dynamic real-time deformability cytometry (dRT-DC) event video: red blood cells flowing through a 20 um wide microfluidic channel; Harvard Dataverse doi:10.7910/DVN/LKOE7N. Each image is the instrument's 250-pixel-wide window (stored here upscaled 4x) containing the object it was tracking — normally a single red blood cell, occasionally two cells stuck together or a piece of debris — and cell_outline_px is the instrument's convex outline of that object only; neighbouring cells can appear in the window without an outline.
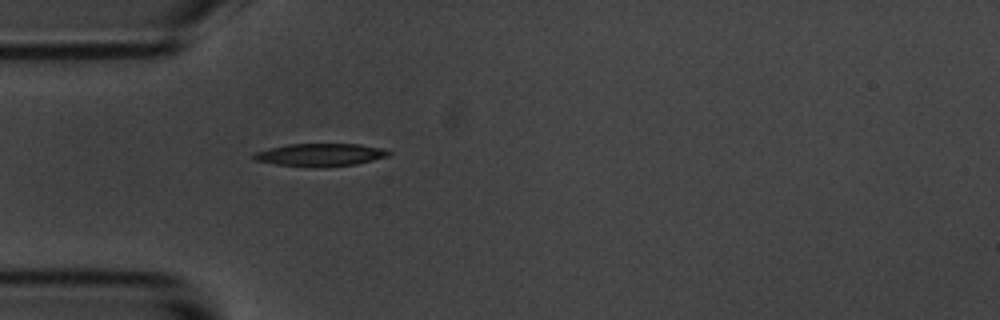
{"species": "common noctule bat (a hibernating species)", "species_latin": "Nyctalus noctula", "temperature_condition": "room temperature", "stored_images_in_passage": 1, "camera_frame_rate_fps": 3000, "um_per_image_px": 0.085, "animal": {"sex": "male", "body_mass_g": 20.1, "forearm_length_mm": 53.5}, "frame": {"image": 1, "passage_image": 1, "time_ms": 0.0, "image_size_px": [1000, 320], "cell_outline_px": [[392, 152], [388, 156], [356, 164], [324, 168], [312, 168], [276, 164], [252, 160], [252, 156], [256, 152], [288, 144], [360, 144], [384, 148]], "centroid_in_image_um": [27.24, 13.17], "position_along_channel_um": 57.8, "area_um2": 18.09}}